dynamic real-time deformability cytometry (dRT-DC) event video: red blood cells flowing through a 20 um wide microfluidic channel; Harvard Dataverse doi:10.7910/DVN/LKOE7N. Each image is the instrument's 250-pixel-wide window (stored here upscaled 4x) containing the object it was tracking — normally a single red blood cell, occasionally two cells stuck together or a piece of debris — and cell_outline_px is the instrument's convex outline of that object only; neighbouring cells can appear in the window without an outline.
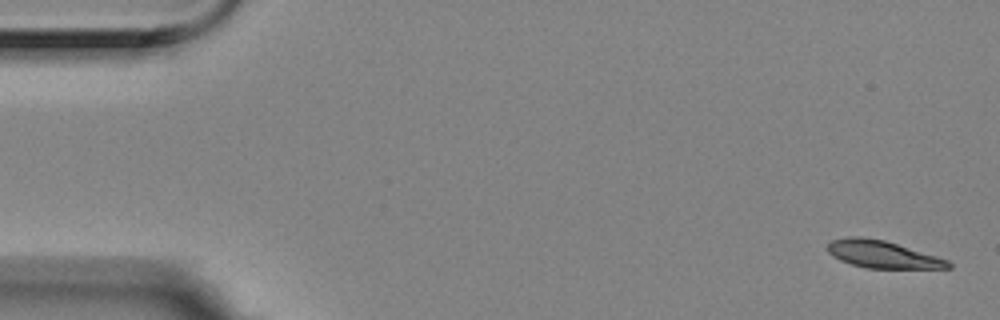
{"species": "Egyptian fruit bat (a non-hibernating species)", "species_latin": "Rousettus aegyptiacus", "temperature_condition": "room temperature", "stored_images_in_passage": 3, "camera_frame_rate_fps": 3000, "um_per_image_px": 0.085, "animal": {"sex": "female"}, "frame": {"image": 1, "passage_image": 1, "time_ms": 0.0, "image_size_px": [1000, 320], "cell_outline_px": [[952, 268], [868, 268], [852, 264], [840, 260], [832, 256], [828, 252], [828, 244], [832, 240], [848, 236], [860, 236], [884, 240], [936, 256], [948, 260], [952, 264]], "centroid_in_image_um": [74.99, 21.61], "position_along_channel_um": 10.0, "area_um2": 19.02}}